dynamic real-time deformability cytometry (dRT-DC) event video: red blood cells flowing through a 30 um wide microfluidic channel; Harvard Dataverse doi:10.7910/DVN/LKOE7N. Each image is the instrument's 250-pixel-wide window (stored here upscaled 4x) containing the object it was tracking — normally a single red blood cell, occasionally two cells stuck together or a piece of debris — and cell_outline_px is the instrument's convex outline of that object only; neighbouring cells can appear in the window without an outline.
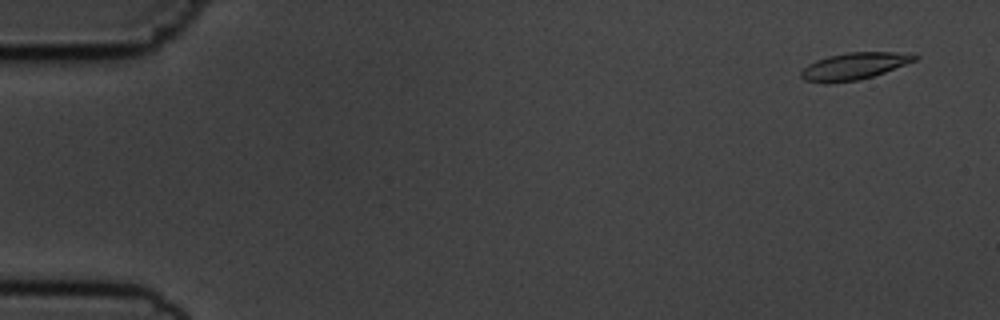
{"species": "common noctule bat (a hibernating species)", "species_latin": "Nyctalus noctula", "temperature_condition": "cold", "stored_images_in_passage": 4, "camera_frame_rate_fps": 3000, "um_per_image_px": 0.085, "animal": {"sex": "male", "body_mass_g": 19.5, "forearm_length_mm": 54.6}, "frame": {"image": 1, "passage_image": 1, "time_ms": 0.0, "image_size_px": [1000, 320], "cell_outline_px": [[920, 56], [916, 60], [884, 72], [872, 76], [856, 80], [828, 84], [824, 84], [804, 80], [800, 76], [800, 72], [808, 64], [816, 60], [828, 56], [848, 52], [916, 52]], "centroid_in_image_um": [72.61, 5.61], "position_along_channel_um": 12.4, "area_um2": 18.03}}